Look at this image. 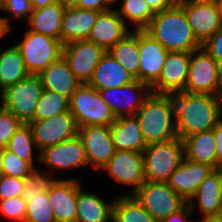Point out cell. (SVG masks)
I'll use <instances>...</instances> for the list:
<instances>
[{
  "label": "cell",
  "mask_w": 222,
  "mask_h": 222,
  "mask_svg": "<svg viewBox=\"0 0 222 222\" xmlns=\"http://www.w3.org/2000/svg\"><path fill=\"white\" fill-rule=\"evenodd\" d=\"M176 131L182 140L192 134L208 131L222 119L220 96L179 92L173 94Z\"/></svg>",
  "instance_id": "6da1fadb"
},
{
  "label": "cell",
  "mask_w": 222,
  "mask_h": 222,
  "mask_svg": "<svg viewBox=\"0 0 222 222\" xmlns=\"http://www.w3.org/2000/svg\"><path fill=\"white\" fill-rule=\"evenodd\" d=\"M144 31L168 52H192L202 48L193 34L184 9L178 3L156 13Z\"/></svg>",
  "instance_id": "7a4b0ae2"
},
{
  "label": "cell",
  "mask_w": 222,
  "mask_h": 222,
  "mask_svg": "<svg viewBox=\"0 0 222 222\" xmlns=\"http://www.w3.org/2000/svg\"><path fill=\"white\" fill-rule=\"evenodd\" d=\"M135 116L147 145L178 137L173 95L151 92Z\"/></svg>",
  "instance_id": "3957f363"
},
{
  "label": "cell",
  "mask_w": 222,
  "mask_h": 222,
  "mask_svg": "<svg viewBox=\"0 0 222 222\" xmlns=\"http://www.w3.org/2000/svg\"><path fill=\"white\" fill-rule=\"evenodd\" d=\"M143 156L145 181L167 183L185 157L184 142L176 137L169 141L148 144Z\"/></svg>",
  "instance_id": "277c9868"
},
{
  "label": "cell",
  "mask_w": 222,
  "mask_h": 222,
  "mask_svg": "<svg viewBox=\"0 0 222 222\" xmlns=\"http://www.w3.org/2000/svg\"><path fill=\"white\" fill-rule=\"evenodd\" d=\"M69 110L78 128L85 126H111L116 117L103 101L99 91L87 83H81L69 100Z\"/></svg>",
  "instance_id": "5b68a950"
},
{
  "label": "cell",
  "mask_w": 222,
  "mask_h": 222,
  "mask_svg": "<svg viewBox=\"0 0 222 222\" xmlns=\"http://www.w3.org/2000/svg\"><path fill=\"white\" fill-rule=\"evenodd\" d=\"M222 67L202 47L190 52L188 79L185 91L192 94L220 96Z\"/></svg>",
  "instance_id": "8992f818"
},
{
  "label": "cell",
  "mask_w": 222,
  "mask_h": 222,
  "mask_svg": "<svg viewBox=\"0 0 222 222\" xmlns=\"http://www.w3.org/2000/svg\"><path fill=\"white\" fill-rule=\"evenodd\" d=\"M43 90L41 78L30 75L0 93V106L27 124L34 121L36 105Z\"/></svg>",
  "instance_id": "52a82bcc"
},
{
  "label": "cell",
  "mask_w": 222,
  "mask_h": 222,
  "mask_svg": "<svg viewBox=\"0 0 222 222\" xmlns=\"http://www.w3.org/2000/svg\"><path fill=\"white\" fill-rule=\"evenodd\" d=\"M30 75H39L48 65L62 56L60 40L26 30L24 38L15 43Z\"/></svg>",
  "instance_id": "ba28073f"
},
{
  "label": "cell",
  "mask_w": 222,
  "mask_h": 222,
  "mask_svg": "<svg viewBox=\"0 0 222 222\" xmlns=\"http://www.w3.org/2000/svg\"><path fill=\"white\" fill-rule=\"evenodd\" d=\"M133 195L157 222L187 204L168 183L145 181Z\"/></svg>",
  "instance_id": "9c48e42d"
},
{
  "label": "cell",
  "mask_w": 222,
  "mask_h": 222,
  "mask_svg": "<svg viewBox=\"0 0 222 222\" xmlns=\"http://www.w3.org/2000/svg\"><path fill=\"white\" fill-rule=\"evenodd\" d=\"M40 164L49 167L51 173L38 171V176L41 178L53 179L52 172L64 171L73 168H82L88 166V160L82 140L77 135L71 139L65 140L45 148L40 152Z\"/></svg>",
  "instance_id": "30bf717a"
},
{
  "label": "cell",
  "mask_w": 222,
  "mask_h": 222,
  "mask_svg": "<svg viewBox=\"0 0 222 222\" xmlns=\"http://www.w3.org/2000/svg\"><path fill=\"white\" fill-rule=\"evenodd\" d=\"M31 128L38 153L78 135V126L70 110L62 114L27 123Z\"/></svg>",
  "instance_id": "8fae6325"
},
{
  "label": "cell",
  "mask_w": 222,
  "mask_h": 222,
  "mask_svg": "<svg viewBox=\"0 0 222 222\" xmlns=\"http://www.w3.org/2000/svg\"><path fill=\"white\" fill-rule=\"evenodd\" d=\"M107 50L88 40H78L63 45L62 56L70 70L81 83H88Z\"/></svg>",
  "instance_id": "7c38bea8"
},
{
  "label": "cell",
  "mask_w": 222,
  "mask_h": 222,
  "mask_svg": "<svg viewBox=\"0 0 222 222\" xmlns=\"http://www.w3.org/2000/svg\"><path fill=\"white\" fill-rule=\"evenodd\" d=\"M103 101L111 108L116 118L135 116L150 95L151 88L135 80L122 87L98 90Z\"/></svg>",
  "instance_id": "4fadbf2b"
},
{
  "label": "cell",
  "mask_w": 222,
  "mask_h": 222,
  "mask_svg": "<svg viewBox=\"0 0 222 222\" xmlns=\"http://www.w3.org/2000/svg\"><path fill=\"white\" fill-rule=\"evenodd\" d=\"M178 4L184 9L193 34L201 44L222 26L216 0H182Z\"/></svg>",
  "instance_id": "5bb4252c"
},
{
  "label": "cell",
  "mask_w": 222,
  "mask_h": 222,
  "mask_svg": "<svg viewBox=\"0 0 222 222\" xmlns=\"http://www.w3.org/2000/svg\"><path fill=\"white\" fill-rule=\"evenodd\" d=\"M109 176L119 184L132 186L134 194L145 182L143 152L115 150L114 156L103 167Z\"/></svg>",
  "instance_id": "9a60e30c"
},
{
  "label": "cell",
  "mask_w": 222,
  "mask_h": 222,
  "mask_svg": "<svg viewBox=\"0 0 222 222\" xmlns=\"http://www.w3.org/2000/svg\"><path fill=\"white\" fill-rule=\"evenodd\" d=\"M80 182L75 178L48 179V196L55 222H76Z\"/></svg>",
  "instance_id": "2e32d148"
},
{
  "label": "cell",
  "mask_w": 222,
  "mask_h": 222,
  "mask_svg": "<svg viewBox=\"0 0 222 222\" xmlns=\"http://www.w3.org/2000/svg\"><path fill=\"white\" fill-rule=\"evenodd\" d=\"M189 62L190 52H168L161 75L151 87V92L166 95L184 92L188 79Z\"/></svg>",
  "instance_id": "e0dca14e"
},
{
  "label": "cell",
  "mask_w": 222,
  "mask_h": 222,
  "mask_svg": "<svg viewBox=\"0 0 222 222\" xmlns=\"http://www.w3.org/2000/svg\"><path fill=\"white\" fill-rule=\"evenodd\" d=\"M78 136L83 142L88 165H92L95 170L105 167L114 156L115 147L110 126L80 127Z\"/></svg>",
  "instance_id": "ac0fdd59"
},
{
  "label": "cell",
  "mask_w": 222,
  "mask_h": 222,
  "mask_svg": "<svg viewBox=\"0 0 222 222\" xmlns=\"http://www.w3.org/2000/svg\"><path fill=\"white\" fill-rule=\"evenodd\" d=\"M139 81L150 88L158 81L168 51L144 30H138Z\"/></svg>",
  "instance_id": "d6986e66"
},
{
  "label": "cell",
  "mask_w": 222,
  "mask_h": 222,
  "mask_svg": "<svg viewBox=\"0 0 222 222\" xmlns=\"http://www.w3.org/2000/svg\"><path fill=\"white\" fill-rule=\"evenodd\" d=\"M187 204L193 212L197 205L201 213L199 220L222 216V175L218 169H214L202 181L196 194Z\"/></svg>",
  "instance_id": "ffe728a7"
},
{
  "label": "cell",
  "mask_w": 222,
  "mask_h": 222,
  "mask_svg": "<svg viewBox=\"0 0 222 222\" xmlns=\"http://www.w3.org/2000/svg\"><path fill=\"white\" fill-rule=\"evenodd\" d=\"M214 170L213 167L184 157L180 166L171 174L168 185L188 203L196 194L202 181Z\"/></svg>",
  "instance_id": "44dd1931"
},
{
  "label": "cell",
  "mask_w": 222,
  "mask_h": 222,
  "mask_svg": "<svg viewBox=\"0 0 222 222\" xmlns=\"http://www.w3.org/2000/svg\"><path fill=\"white\" fill-rule=\"evenodd\" d=\"M130 32V28L113 8L98 15L87 40L104 47L108 51Z\"/></svg>",
  "instance_id": "7402d4cb"
},
{
  "label": "cell",
  "mask_w": 222,
  "mask_h": 222,
  "mask_svg": "<svg viewBox=\"0 0 222 222\" xmlns=\"http://www.w3.org/2000/svg\"><path fill=\"white\" fill-rule=\"evenodd\" d=\"M27 202L25 222H55L48 196V178L30 182L21 196Z\"/></svg>",
  "instance_id": "603a6c76"
},
{
  "label": "cell",
  "mask_w": 222,
  "mask_h": 222,
  "mask_svg": "<svg viewBox=\"0 0 222 222\" xmlns=\"http://www.w3.org/2000/svg\"><path fill=\"white\" fill-rule=\"evenodd\" d=\"M100 13L79 7H66L60 33L61 43L65 45L73 41L87 40Z\"/></svg>",
  "instance_id": "cb8c5ba5"
},
{
  "label": "cell",
  "mask_w": 222,
  "mask_h": 222,
  "mask_svg": "<svg viewBox=\"0 0 222 222\" xmlns=\"http://www.w3.org/2000/svg\"><path fill=\"white\" fill-rule=\"evenodd\" d=\"M136 79L107 51L87 83L96 90L122 87Z\"/></svg>",
  "instance_id": "d4e9b609"
},
{
  "label": "cell",
  "mask_w": 222,
  "mask_h": 222,
  "mask_svg": "<svg viewBox=\"0 0 222 222\" xmlns=\"http://www.w3.org/2000/svg\"><path fill=\"white\" fill-rule=\"evenodd\" d=\"M38 76L41 78L45 90L57 92L69 100L81 85V82L72 73L63 56L48 65Z\"/></svg>",
  "instance_id": "484cf974"
},
{
  "label": "cell",
  "mask_w": 222,
  "mask_h": 222,
  "mask_svg": "<svg viewBox=\"0 0 222 222\" xmlns=\"http://www.w3.org/2000/svg\"><path fill=\"white\" fill-rule=\"evenodd\" d=\"M110 133L115 150L144 152L147 147L136 116L116 118V121L110 126Z\"/></svg>",
  "instance_id": "4316f807"
},
{
  "label": "cell",
  "mask_w": 222,
  "mask_h": 222,
  "mask_svg": "<svg viewBox=\"0 0 222 222\" xmlns=\"http://www.w3.org/2000/svg\"><path fill=\"white\" fill-rule=\"evenodd\" d=\"M66 6L62 2L33 10L28 19V30L60 40L63 16Z\"/></svg>",
  "instance_id": "83f0119b"
},
{
  "label": "cell",
  "mask_w": 222,
  "mask_h": 222,
  "mask_svg": "<svg viewBox=\"0 0 222 222\" xmlns=\"http://www.w3.org/2000/svg\"><path fill=\"white\" fill-rule=\"evenodd\" d=\"M114 199L107 202L98 194L77 189L76 222H111Z\"/></svg>",
  "instance_id": "f1b7e54d"
},
{
  "label": "cell",
  "mask_w": 222,
  "mask_h": 222,
  "mask_svg": "<svg viewBox=\"0 0 222 222\" xmlns=\"http://www.w3.org/2000/svg\"><path fill=\"white\" fill-rule=\"evenodd\" d=\"M185 158L217 169L216 145L212 129L183 139Z\"/></svg>",
  "instance_id": "f546056e"
},
{
  "label": "cell",
  "mask_w": 222,
  "mask_h": 222,
  "mask_svg": "<svg viewBox=\"0 0 222 222\" xmlns=\"http://www.w3.org/2000/svg\"><path fill=\"white\" fill-rule=\"evenodd\" d=\"M30 76L16 45L0 53V92Z\"/></svg>",
  "instance_id": "4dcf8cb0"
},
{
  "label": "cell",
  "mask_w": 222,
  "mask_h": 222,
  "mask_svg": "<svg viewBox=\"0 0 222 222\" xmlns=\"http://www.w3.org/2000/svg\"><path fill=\"white\" fill-rule=\"evenodd\" d=\"M108 52L118 61L133 77L139 80V49L138 30H132L122 40L112 46Z\"/></svg>",
  "instance_id": "1f68e13d"
},
{
  "label": "cell",
  "mask_w": 222,
  "mask_h": 222,
  "mask_svg": "<svg viewBox=\"0 0 222 222\" xmlns=\"http://www.w3.org/2000/svg\"><path fill=\"white\" fill-rule=\"evenodd\" d=\"M114 222H157L133 194H123L114 199Z\"/></svg>",
  "instance_id": "d6a6232c"
},
{
  "label": "cell",
  "mask_w": 222,
  "mask_h": 222,
  "mask_svg": "<svg viewBox=\"0 0 222 222\" xmlns=\"http://www.w3.org/2000/svg\"><path fill=\"white\" fill-rule=\"evenodd\" d=\"M118 1L121 0L115 3ZM121 3L116 11L128 27L129 23L135 25L134 30H144L155 16L145 0H123Z\"/></svg>",
  "instance_id": "836d02e7"
},
{
  "label": "cell",
  "mask_w": 222,
  "mask_h": 222,
  "mask_svg": "<svg viewBox=\"0 0 222 222\" xmlns=\"http://www.w3.org/2000/svg\"><path fill=\"white\" fill-rule=\"evenodd\" d=\"M9 151L16 154L20 159L29 162L37 171L39 169L34 165V158L40 162V153L34 157L33 150H37V145L34 142L31 128L28 124H23L15 134L10 138L6 147Z\"/></svg>",
  "instance_id": "e575fe53"
},
{
  "label": "cell",
  "mask_w": 222,
  "mask_h": 222,
  "mask_svg": "<svg viewBox=\"0 0 222 222\" xmlns=\"http://www.w3.org/2000/svg\"><path fill=\"white\" fill-rule=\"evenodd\" d=\"M67 111H69L67 97L44 89L36 105L34 120L47 119Z\"/></svg>",
  "instance_id": "d590c367"
},
{
  "label": "cell",
  "mask_w": 222,
  "mask_h": 222,
  "mask_svg": "<svg viewBox=\"0 0 222 222\" xmlns=\"http://www.w3.org/2000/svg\"><path fill=\"white\" fill-rule=\"evenodd\" d=\"M3 174L12 177L37 179L38 171L27 161L4 148Z\"/></svg>",
  "instance_id": "8d00e7d4"
},
{
  "label": "cell",
  "mask_w": 222,
  "mask_h": 222,
  "mask_svg": "<svg viewBox=\"0 0 222 222\" xmlns=\"http://www.w3.org/2000/svg\"><path fill=\"white\" fill-rule=\"evenodd\" d=\"M36 179L18 178L7 175L0 176V200L21 197L30 182Z\"/></svg>",
  "instance_id": "74e56055"
},
{
  "label": "cell",
  "mask_w": 222,
  "mask_h": 222,
  "mask_svg": "<svg viewBox=\"0 0 222 222\" xmlns=\"http://www.w3.org/2000/svg\"><path fill=\"white\" fill-rule=\"evenodd\" d=\"M24 123L0 106V147L6 148L10 138Z\"/></svg>",
  "instance_id": "f35d334b"
},
{
  "label": "cell",
  "mask_w": 222,
  "mask_h": 222,
  "mask_svg": "<svg viewBox=\"0 0 222 222\" xmlns=\"http://www.w3.org/2000/svg\"><path fill=\"white\" fill-rule=\"evenodd\" d=\"M27 202L22 197L0 200V212L13 222H25Z\"/></svg>",
  "instance_id": "ab89813d"
},
{
  "label": "cell",
  "mask_w": 222,
  "mask_h": 222,
  "mask_svg": "<svg viewBox=\"0 0 222 222\" xmlns=\"http://www.w3.org/2000/svg\"><path fill=\"white\" fill-rule=\"evenodd\" d=\"M6 11L10 16L16 19L24 18L28 21L33 12L31 0H7L0 9V12Z\"/></svg>",
  "instance_id": "60d3db41"
},
{
  "label": "cell",
  "mask_w": 222,
  "mask_h": 222,
  "mask_svg": "<svg viewBox=\"0 0 222 222\" xmlns=\"http://www.w3.org/2000/svg\"><path fill=\"white\" fill-rule=\"evenodd\" d=\"M202 47L222 67V26L202 44Z\"/></svg>",
  "instance_id": "b9f144b4"
},
{
  "label": "cell",
  "mask_w": 222,
  "mask_h": 222,
  "mask_svg": "<svg viewBox=\"0 0 222 222\" xmlns=\"http://www.w3.org/2000/svg\"><path fill=\"white\" fill-rule=\"evenodd\" d=\"M115 4V0H80L76 7L104 12L113 9L112 5Z\"/></svg>",
  "instance_id": "7bdbcfd3"
},
{
  "label": "cell",
  "mask_w": 222,
  "mask_h": 222,
  "mask_svg": "<svg viewBox=\"0 0 222 222\" xmlns=\"http://www.w3.org/2000/svg\"><path fill=\"white\" fill-rule=\"evenodd\" d=\"M216 145L217 169L222 164V119L212 129Z\"/></svg>",
  "instance_id": "ee69618b"
},
{
  "label": "cell",
  "mask_w": 222,
  "mask_h": 222,
  "mask_svg": "<svg viewBox=\"0 0 222 222\" xmlns=\"http://www.w3.org/2000/svg\"><path fill=\"white\" fill-rule=\"evenodd\" d=\"M192 212L193 211L191 210L189 205L186 204L181 210H179L178 212L174 214H171L170 216H168L167 218L159 222H189L187 218L191 215Z\"/></svg>",
  "instance_id": "f6af8a7d"
},
{
  "label": "cell",
  "mask_w": 222,
  "mask_h": 222,
  "mask_svg": "<svg viewBox=\"0 0 222 222\" xmlns=\"http://www.w3.org/2000/svg\"><path fill=\"white\" fill-rule=\"evenodd\" d=\"M145 2L155 14L170 9L177 3L175 0H145Z\"/></svg>",
  "instance_id": "bcb514c9"
},
{
  "label": "cell",
  "mask_w": 222,
  "mask_h": 222,
  "mask_svg": "<svg viewBox=\"0 0 222 222\" xmlns=\"http://www.w3.org/2000/svg\"><path fill=\"white\" fill-rule=\"evenodd\" d=\"M11 30L9 17H0V39Z\"/></svg>",
  "instance_id": "7dc6e473"
},
{
  "label": "cell",
  "mask_w": 222,
  "mask_h": 222,
  "mask_svg": "<svg viewBox=\"0 0 222 222\" xmlns=\"http://www.w3.org/2000/svg\"><path fill=\"white\" fill-rule=\"evenodd\" d=\"M57 2H61V0H31L33 10L40 9Z\"/></svg>",
  "instance_id": "c3c4849f"
},
{
  "label": "cell",
  "mask_w": 222,
  "mask_h": 222,
  "mask_svg": "<svg viewBox=\"0 0 222 222\" xmlns=\"http://www.w3.org/2000/svg\"><path fill=\"white\" fill-rule=\"evenodd\" d=\"M61 2L66 7H76L80 3V0H61Z\"/></svg>",
  "instance_id": "681fc988"
},
{
  "label": "cell",
  "mask_w": 222,
  "mask_h": 222,
  "mask_svg": "<svg viewBox=\"0 0 222 222\" xmlns=\"http://www.w3.org/2000/svg\"><path fill=\"white\" fill-rule=\"evenodd\" d=\"M3 157H4V148L0 147V176L3 175Z\"/></svg>",
  "instance_id": "f907efd6"
},
{
  "label": "cell",
  "mask_w": 222,
  "mask_h": 222,
  "mask_svg": "<svg viewBox=\"0 0 222 222\" xmlns=\"http://www.w3.org/2000/svg\"><path fill=\"white\" fill-rule=\"evenodd\" d=\"M197 222H222V216L217 218H207L203 220H196Z\"/></svg>",
  "instance_id": "816d5d0a"
},
{
  "label": "cell",
  "mask_w": 222,
  "mask_h": 222,
  "mask_svg": "<svg viewBox=\"0 0 222 222\" xmlns=\"http://www.w3.org/2000/svg\"><path fill=\"white\" fill-rule=\"evenodd\" d=\"M216 1H217V5H218L220 22H221V25H222V0H216Z\"/></svg>",
  "instance_id": "f5cc1de1"
},
{
  "label": "cell",
  "mask_w": 222,
  "mask_h": 222,
  "mask_svg": "<svg viewBox=\"0 0 222 222\" xmlns=\"http://www.w3.org/2000/svg\"><path fill=\"white\" fill-rule=\"evenodd\" d=\"M7 0H0V9L2 8V6L6 3Z\"/></svg>",
  "instance_id": "db71d44e"
},
{
  "label": "cell",
  "mask_w": 222,
  "mask_h": 222,
  "mask_svg": "<svg viewBox=\"0 0 222 222\" xmlns=\"http://www.w3.org/2000/svg\"><path fill=\"white\" fill-rule=\"evenodd\" d=\"M218 170L221 172V175H222V164L219 165Z\"/></svg>",
  "instance_id": "11a10c76"
},
{
  "label": "cell",
  "mask_w": 222,
  "mask_h": 222,
  "mask_svg": "<svg viewBox=\"0 0 222 222\" xmlns=\"http://www.w3.org/2000/svg\"><path fill=\"white\" fill-rule=\"evenodd\" d=\"M220 100L222 102V89H221V93H220Z\"/></svg>",
  "instance_id": "9f6ffc18"
}]
</instances>
